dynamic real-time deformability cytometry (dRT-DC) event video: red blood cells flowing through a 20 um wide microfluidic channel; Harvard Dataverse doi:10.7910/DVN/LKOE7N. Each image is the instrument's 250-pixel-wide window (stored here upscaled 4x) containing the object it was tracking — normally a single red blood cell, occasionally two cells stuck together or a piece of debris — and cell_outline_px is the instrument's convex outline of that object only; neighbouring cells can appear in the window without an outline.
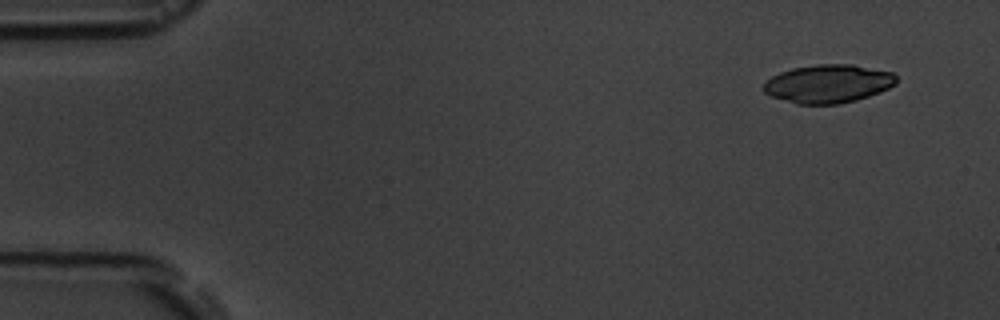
{"species": "common noctule bat (a hibernating species)", "species_latin": "Nyctalus noctula", "temperature_condition": "room temperature", "stored_images_in_passage": 4, "segment_of_instrument_passage": [2, 2], "camera_frame_rate_fps": 3000, "um_per_image_px": 0.085, "animal": {"sex": "male", "body_mass_g": 19.5, "forearm_length_mm": 54.6}, "frame": {"image": 1, "passage_image": 4, "time_ms": 4.333, "image_size_px": [1000, 320], "cell_outline_px": [[896, 84], [888, 88], [868, 96], [856, 100], [836, 104], [796, 104], [772, 96], [764, 92], [764, 84], [772, 76], [780, 72], [792, 68], [816, 64], [852, 64], [892, 72], [896, 76]], "centroid_in_image_um": [70.39, 7.11], "position_along_channel_um": 14.6, "area_um2": 29.48}}